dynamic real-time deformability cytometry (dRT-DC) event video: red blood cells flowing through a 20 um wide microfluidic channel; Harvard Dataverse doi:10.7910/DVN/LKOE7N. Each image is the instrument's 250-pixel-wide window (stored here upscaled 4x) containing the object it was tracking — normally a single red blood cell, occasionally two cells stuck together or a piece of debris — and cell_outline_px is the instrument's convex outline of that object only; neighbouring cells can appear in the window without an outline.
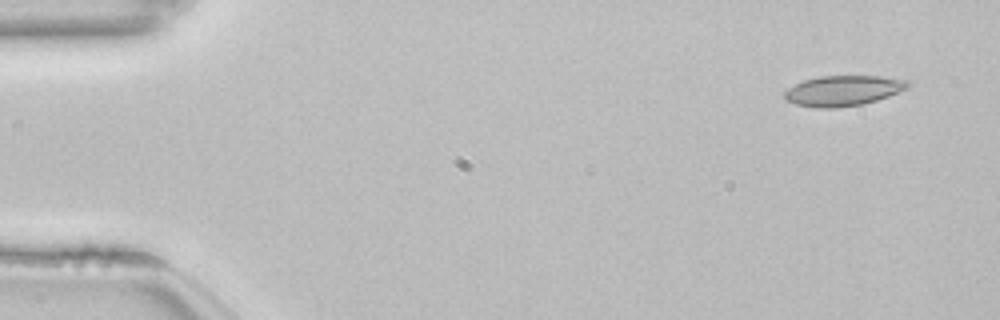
{"species": "common noctule bat (a hibernating species)", "species_latin": "Nyctalus noctula", "temperature_condition": "room temperature", "stored_images_in_passage": 51, "camera_frame_rate_fps": 3000, "um_per_image_px": 0.085, "animal": {"sex": "female", "body_mass_g": 22.7, "forearm_length_mm": 54.2}, "frame": {"image": 1, "passage_image": 1, "time_ms": 0.0, "image_size_px": [1000, 320], "cell_outline_px": [[912, 84], [908, 88], [888, 96], [876, 100], [860, 104], [832, 108], [816, 108], [796, 104], [784, 100], [784, 92], [788, 88], [804, 80], [820, 76], [880, 76], [908, 80]], "centroid_in_image_um": [71.66, 7.7], "position_along_channel_um": 13.3, "area_um2": 21.73}}
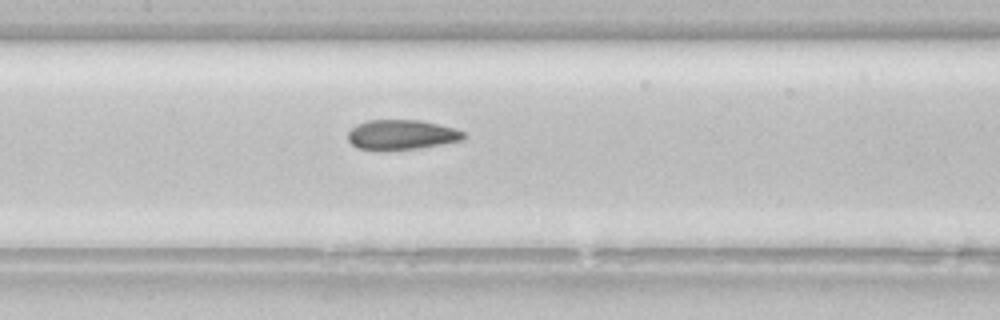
{"frame": {"image": 2, "passage_image": 23, "time_ms": 7.333, "image_size_px": [1000, 320], "cell_outline_px": [[468, 136], [464, 140], [416, 148], [384, 152], [380, 152], [356, 148], [348, 140], [348, 132], [356, 124], [368, 120], [420, 120], [452, 128], [464, 132]], "centroid_in_image_um": [34.08, 11.48], "position_along_channel_um": 173.3, "area_um2": 20.46}}
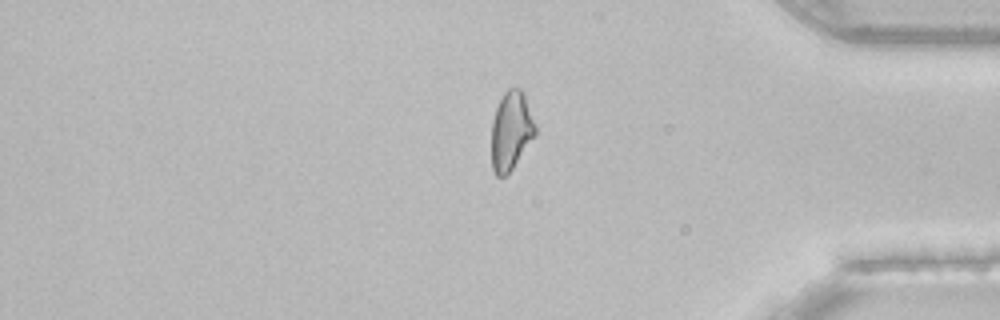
{"frame": {"image": 3, "passage_image": 42, "time_ms": 13.667, "image_size_px": [1000, 320], "cell_outline_px": [[536, 136], [512, 168], [504, 176], [496, 176], [492, 168], [492, 120], [496, 108], [504, 92], [508, 88], [520, 88], [524, 92], [536, 128]], "centroid_in_image_um": [43.45, 11.1], "position_along_channel_um": 391.8, "area_um2": 20.0}, "authors_computed_cell_mechanics": {"area_um2": 20.7502, "velocity_mm_per_s": 3.843, "shape_relaxation_time_tau1_ms": null, "shape_relaxation_time_tau2_ms": 2.0011, "deformation_change_tau1": null, "deformation_change_tau2": 0.0795}}